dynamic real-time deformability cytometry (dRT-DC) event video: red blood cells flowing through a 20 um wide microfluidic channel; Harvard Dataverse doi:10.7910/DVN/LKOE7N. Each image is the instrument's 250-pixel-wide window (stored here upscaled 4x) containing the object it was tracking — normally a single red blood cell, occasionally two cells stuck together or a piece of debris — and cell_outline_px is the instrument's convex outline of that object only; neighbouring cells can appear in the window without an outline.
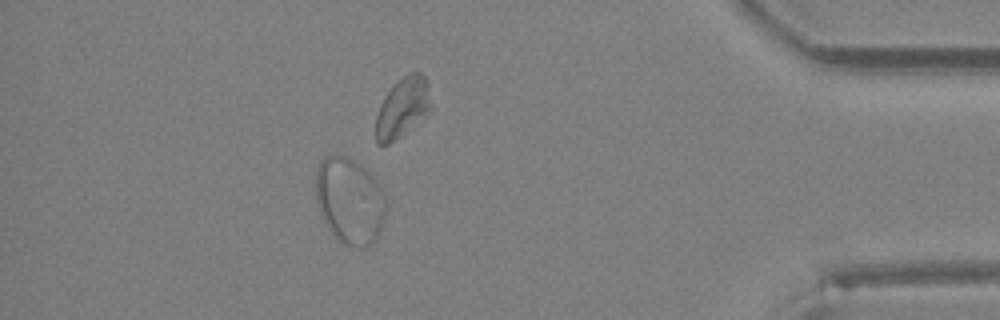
{"species": "Egyptian fruit bat (a non-hibernating species)", "species_latin": "Rousettus aegyptiacus", "temperature_condition": "room temperature", "stored_images_in_passage": 25, "camera_frame_rate_fps": 3000, "um_per_image_px": 0.085, "animal": {"sex": "female"}, "frame": {"image": 1, "passage_image": 22, "time_ms": 7.0, "image_size_px": [1000, 320], "cell_outline_px": [[384, 220], [380, 232], [376, 240], [372, 244], [364, 248], [356, 248], [344, 244], [328, 228], [320, 212], [316, 200], [316, 168], [320, 160], [324, 156], [344, 156], [360, 164], [380, 184], [384, 192]], "centroid_in_image_um": [29.72, 17.08], "position_along_channel_um": 405.5, "area_um2": 35.26}}